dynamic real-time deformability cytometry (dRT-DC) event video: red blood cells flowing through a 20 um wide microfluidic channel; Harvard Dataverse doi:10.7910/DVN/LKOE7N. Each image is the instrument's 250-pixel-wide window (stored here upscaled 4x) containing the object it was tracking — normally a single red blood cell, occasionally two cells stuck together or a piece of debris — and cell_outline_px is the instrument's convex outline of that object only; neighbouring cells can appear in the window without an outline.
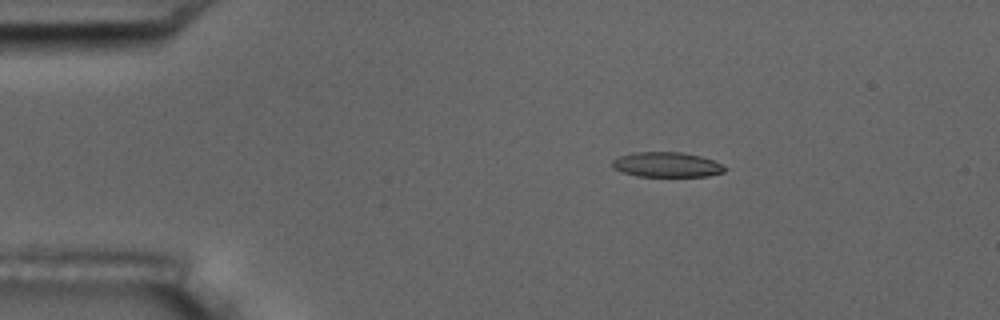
{"species": "common noctule bat (a hibernating species)", "species_latin": "Nyctalus noctula", "temperature_condition": "room temperature", "stored_images_in_passage": 4, "camera_frame_rate_fps": 3000, "um_per_image_px": 0.085, "animal": {"sex": "male", "body_mass_g": 17.5, "forearm_length_mm": 52.3}, "frame": {"image": 1, "passage_image": 2, "time_ms": 1.0, "image_size_px": [1000, 320], "cell_outline_px": [[724, 172], [708, 176], [636, 176], [620, 172], [612, 168], [612, 160], [620, 156], [632, 152], [680, 152], [700, 156], [712, 160], [720, 164], [724, 168]], "centroid_in_image_um": [56.6, 14.0], "position_along_channel_um": 28.4, "area_um2": 16.3}}
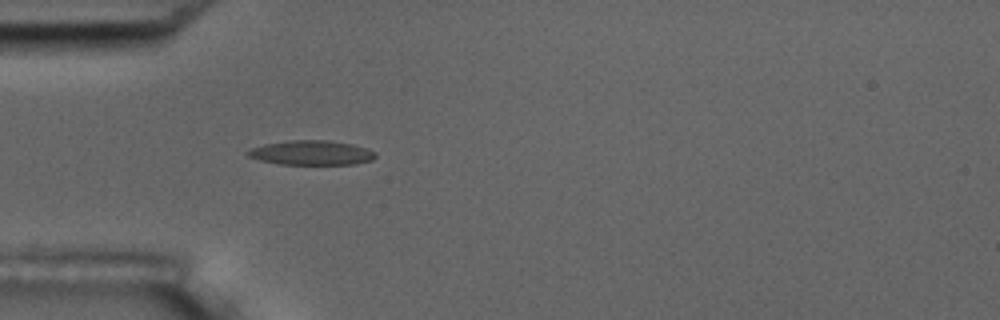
{"frame": {"image": 2, "passage_image": 4, "time_ms": 3.333, "image_size_px": [1000, 320], "cell_outline_px": [[376, 156], [372, 160], [356, 164], [280, 164], [260, 160], [248, 156], [244, 152], [252, 148], [264, 144], [288, 140], [328, 140], [352, 144], [376, 152]], "centroid_in_image_um": [26.46, 12.98], "position_along_channel_um": 58.5, "area_um2": 18.21}}